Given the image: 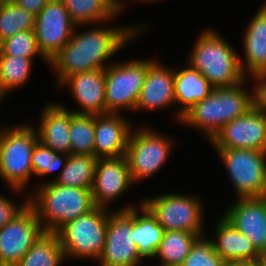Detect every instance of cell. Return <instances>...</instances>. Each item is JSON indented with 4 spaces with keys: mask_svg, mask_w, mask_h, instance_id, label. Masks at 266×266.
<instances>
[{
    "mask_svg": "<svg viewBox=\"0 0 266 266\" xmlns=\"http://www.w3.org/2000/svg\"><path fill=\"white\" fill-rule=\"evenodd\" d=\"M154 60L114 61L105 68L106 113L135 110L148 66Z\"/></svg>",
    "mask_w": 266,
    "mask_h": 266,
    "instance_id": "8",
    "label": "cell"
},
{
    "mask_svg": "<svg viewBox=\"0 0 266 266\" xmlns=\"http://www.w3.org/2000/svg\"><path fill=\"white\" fill-rule=\"evenodd\" d=\"M258 266H266V265L261 262Z\"/></svg>",
    "mask_w": 266,
    "mask_h": 266,
    "instance_id": "42",
    "label": "cell"
},
{
    "mask_svg": "<svg viewBox=\"0 0 266 266\" xmlns=\"http://www.w3.org/2000/svg\"><path fill=\"white\" fill-rule=\"evenodd\" d=\"M261 262L266 265V250L261 254Z\"/></svg>",
    "mask_w": 266,
    "mask_h": 266,
    "instance_id": "39",
    "label": "cell"
},
{
    "mask_svg": "<svg viewBox=\"0 0 266 266\" xmlns=\"http://www.w3.org/2000/svg\"><path fill=\"white\" fill-rule=\"evenodd\" d=\"M76 25L99 24L118 19L127 0H60ZM116 18V19H115Z\"/></svg>",
    "mask_w": 266,
    "mask_h": 266,
    "instance_id": "25",
    "label": "cell"
},
{
    "mask_svg": "<svg viewBox=\"0 0 266 266\" xmlns=\"http://www.w3.org/2000/svg\"><path fill=\"white\" fill-rule=\"evenodd\" d=\"M134 243V217L127 210L109 213L104 249L98 262L100 266H143Z\"/></svg>",
    "mask_w": 266,
    "mask_h": 266,
    "instance_id": "11",
    "label": "cell"
},
{
    "mask_svg": "<svg viewBox=\"0 0 266 266\" xmlns=\"http://www.w3.org/2000/svg\"><path fill=\"white\" fill-rule=\"evenodd\" d=\"M67 157L68 155L57 153L38 141L32 154L33 175L44 178V176H49L55 171L60 170L59 176L64 169Z\"/></svg>",
    "mask_w": 266,
    "mask_h": 266,
    "instance_id": "33",
    "label": "cell"
},
{
    "mask_svg": "<svg viewBox=\"0 0 266 266\" xmlns=\"http://www.w3.org/2000/svg\"><path fill=\"white\" fill-rule=\"evenodd\" d=\"M154 60L147 69L135 110L158 111L176 105L175 69Z\"/></svg>",
    "mask_w": 266,
    "mask_h": 266,
    "instance_id": "18",
    "label": "cell"
},
{
    "mask_svg": "<svg viewBox=\"0 0 266 266\" xmlns=\"http://www.w3.org/2000/svg\"><path fill=\"white\" fill-rule=\"evenodd\" d=\"M134 205L129 202L118 210H127L134 217V243L138 253L144 260H153L162 241L164 229L142 202L139 207Z\"/></svg>",
    "mask_w": 266,
    "mask_h": 266,
    "instance_id": "23",
    "label": "cell"
},
{
    "mask_svg": "<svg viewBox=\"0 0 266 266\" xmlns=\"http://www.w3.org/2000/svg\"><path fill=\"white\" fill-rule=\"evenodd\" d=\"M44 232L35 209L28 203L0 229V261L16 266Z\"/></svg>",
    "mask_w": 266,
    "mask_h": 266,
    "instance_id": "14",
    "label": "cell"
},
{
    "mask_svg": "<svg viewBox=\"0 0 266 266\" xmlns=\"http://www.w3.org/2000/svg\"><path fill=\"white\" fill-rule=\"evenodd\" d=\"M0 266H14V265L0 261Z\"/></svg>",
    "mask_w": 266,
    "mask_h": 266,
    "instance_id": "41",
    "label": "cell"
},
{
    "mask_svg": "<svg viewBox=\"0 0 266 266\" xmlns=\"http://www.w3.org/2000/svg\"><path fill=\"white\" fill-rule=\"evenodd\" d=\"M62 103H48L42 108L38 129L39 141L57 153L71 154L69 130L72 111Z\"/></svg>",
    "mask_w": 266,
    "mask_h": 266,
    "instance_id": "21",
    "label": "cell"
},
{
    "mask_svg": "<svg viewBox=\"0 0 266 266\" xmlns=\"http://www.w3.org/2000/svg\"><path fill=\"white\" fill-rule=\"evenodd\" d=\"M35 58L0 55V102L29 81Z\"/></svg>",
    "mask_w": 266,
    "mask_h": 266,
    "instance_id": "29",
    "label": "cell"
},
{
    "mask_svg": "<svg viewBox=\"0 0 266 266\" xmlns=\"http://www.w3.org/2000/svg\"><path fill=\"white\" fill-rule=\"evenodd\" d=\"M133 185L125 156L97 159L91 189L95 207L109 209Z\"/></svg>",
    "mask_w": 266,
    "mask_h": 266,
    "instance_id": "15",
    "label": "cell"
},
{
    "mask_svg": "<svg viewBox=\"0 0 266 266\" xmlns=\"http://www.w3.org/2000/svg\"><path fill=\"white\" fill-rule=\"evenodd\" d=\"M155 216L164 231L183 230L198 236L205 232L204 206L199 196L163 193L141 201Z\"/></svg>",
    "mask_w": 266,
    "mask_h": 266,
    "instance_id": "9",
    "label": "cell"
},
{
    "mask_svg": "<svg viewBox=\"0 0 266 266\" xmlns=\"http://www.w3.org/2000/svg\"><path fill=\"white\" fill-rule=\"evenodd\" d=\"M96 164L97 158L94 156L70 154L60 175L48 181L65 187L92 189Z\"/></svg>",
    "mask_w": 266,
    "mask_h": 266,
    "instance_id": "26",
    "label": "cell"
},
{
    "mask_svg": "<svg viewBox=\"0 0 266 266\" xmlns=\"http://www.w3.org/2000/svg\"><path fill=\"white\" fill-rule=\"evenodd\" d=\"M29 195L45 232L57 233L68 222L95 208L91 189L65 187L47 181L36 186Z\"/></svg>",
    "mask_w": 266,
    "mask_h": 266,
    "instance_id": "4",
    "label": "cell"
},
{
    "mask_svg": "<svg viewBox=\"0 0 266 266\" xmlns=\"http://www.w3.org/2000/svg\"><path fill=\"white\" fill-rule=\"evenodd\" d=\"M254 82V105L266 115V76L252 78Z\"/></svg>",
    "mask_w": 266,
    "mask_h": 266,
    "instance_id": "36",
    "label": "cell"
},
{
    "mask_svg": "<svg viewBox=\"0 0 266 266\" xmlns=\"http://www.w3.org/2000/svg\"><path fill=\"white\" fill-rule=\"evenodd\" d=\"M131 122L121 113L95 115L94 157L99 159L124 156L134 128Z\"/></svg>",
    "mask_w": 266,
    "mask_h": 266,
    "instance_id": "19",
    "label": "cell"
},
{
    "mask_svg": "<svg viewBox=\"0 0 266 266\" xmlns=\"http://www.w3.org/2000/svg\"><path fill=\"white\" fill-rule=\"evenodd\" d=\"M111 211L95 207L89 213L68 222L57 232L66 259L82 258L98 261L104 249Z\"/></svg>",
    "mask_w": 266,
    "mask_h": 266,
    "instance_id": "6",
    "label": "cell"
},
{
    "mask_svg": "<svg viewBox=\"0 0 266 266\" xmlns=\"http://www.w3.org/2000/svg\"><path fill=\"white\" fill-rule=\"evenodd\" d=\"M71 154L94 156L95 115L72 111L69 130Z\"/></svg>",
    "mask_w": 266,
    "mask_h": 266,
    "instance_id": "31",
    "label": "cell"
},
{
    "mask_svg": "<svg viewBox=\"0 0 266 266\" xmlns=\"http://www.w3.org/2000/svg\"><path fill=\"white\" fill-rule=\"evenodd\" d=\"M206 234L198 236L181 266H224L223 258L214 251L212 241L205 237ZM207 238V239H206Z\"/></svg>",
    "mask_w": 266,
    "mask_h": 266,
    "instance_id": "34",
    "label": "cell"
},
{
    "mask_svg": "<svg viewBox=\"0 0 266 266\" xmlns=\"http://www.w3.org/2000/svg\"><path fill=\"white\" fill-rule=\"evenodd\" d=\"M136 1H141V2H144V3H149V2H159L161 0H136Z\"/></svg>",
    "mask_w": 266,
    "mask_h": 266,
    "instance_id": "40",
    "label": "cell"
},
{
    "mask_svg": "<svg viewBox=\"0 0 266 266\" xmlns=\"http://www.w3.org/2000/svg\"><path fill=\"white\" fill-rule=\"evenodd\" d=\"M197 234L183 230L164 231L156 256L157 266H181L189 254Z\"/></svg>",
    "mask_w": 266,
    "mask_h": 266,
    "instance_id": "27",
    "label": "cell"
},
{
    "mask_svg": "<svg viewBox=\"0 0 266 266\" xmlns=\"http://www.w3.org/2000/svg\"><path fill=\"white\" fill-rule=\"evenodd\" d=\"M69 88L72 97L79 105V114L100 115L106 113L105 103V69L77 72L67 77L58 89ZM81 108V110H80Z\"/></svg>",
    "mask_w": 266,
    "mask_h": 266,
    "instance_id": "17",
    "label": "cell"
},
{
    "mask_svg": "<svg viewBox=\"0 0 266 266\" xmlns=\"http://www.w3.org/2000/svg\"><path fill=\"white\" fill-rule=\"evenodd\" d=\"M247 25L242 40L244 57L240 56L242 71L246 77L266 76V3Z\"/></svg>",
    "mask_w": 266,
    "mask_h": 266,
    "instance_id": "20",
    "label": "cell"
},
{
    "mask_svg": "<svg viewBox=\"0 0 266 266\" xmlns=\"http://www.w3.org/2000/svg\"><path fill=\"white\" fill-rule=\"evenodd\" d=\"M12 1H14L17 5L21 6L23 9L31 12L36 16L50 0H12Z\"/></svg>",
    "mask_w": 266,
    "mask_h": 266,
    "instance_id": "37",
    "label": "cell"
},
{
    "mask_svg": "<svg viewBox=\"0 0 266 266\" xmlns=\"http://www.w3.org/2000/svg\"><path fill=\"white\" fill-rule=\"evenodd\" d=\"M136 128L131 131L124 155L134 184L153 177L166 164L174 146L173 139L148 125Z\"/></svg>",
    "mask_w": 266,
    "mask_h": 266,
    "instance_id": "7",
    "label": "cell"
},
{
    "mask_svg": "<svg viewBox=\"0 0 266 266\" xmlns=\"http://www.w3.org/2000/svg\"><path fill=\"white\" fill-rule=\"evenodd\" d=\"M213 149H249L266 152V115L255 105L225 124L209 141Z\"/></svg>",
    "mask_w": 266,
    "mask_h": 266,
    "instance_id": "12",
    "label": "cell"
},
{
    "mask_svg": "<svg viewBox=\"0 0 266 266\" xmlns=\"http://www.w3.org/2000/svg\"><path fill=\"white\" fill-rule=\"evenodd\" d=\"M36 16L12 0L0 3V43L17 33L34 30Z\"/></svg>",
    "mask_w": 266,
    "mask_h": 266,
    "instance_id": "30",
    "label": "cell"
},
{
    "mask_svg": "<svg viewBox=\"0 0 266 266\" xmlns=\"http://www.w3.org/2000/svg\"><path fill=\"white\" fill-rule=\"evenodd\" d=\"M186 68H175V100L176 105L180 104L176 110V121L180 122L182 115L198 101L206 98L214 89L209 81L189 64ZM177 69V70H176Z\"/></svg>",
    "mask_w": 266,
    "mask_h": 266,
    "instance_id": "24",
    "label": "cell"
},
{
    "mask_svg": "<svg viewBox=\"0 0 266 266\" xmlns=\"http://www.w3.org/2000/svg\"><path fill=\"white\" fill-rule=\"evenodd\" d=\"M236 192V198L266 196V152L249 149H214Z\"/></svg>",
    "mask_w": 266,
    "mask_h": 266,
    "instance_id": "10",
    "label": "cell"
},
{
    "mask_svg": "<svg viewBox=\"0 0 266 266\" xmlns=\"http://www.w3.org/2000/svg\"><path fill=\"white\" fill-rule=\"evenodd\" d=\"M0 55L23 56L26 58L41 57L47 65L49 61L40 52L34 30L15 34L0 43Z\"/></svg>",
    "mask_w": 266,
    "mask_h": 266,
    "instance_id": "32",
    "label": "cell"
},
{
    "mask_svg": "<svg viewBox=\"0 0 266 266\" xmlns=\"http://www.w3.org/2000/svg\"><path fill=\"white\" fill-rule=\"evenodd\" d=\"M21 124L0 129V178L14 195H22L32 178V154L39 141L35 127Z\"/></svg>",
    "mask_w": 266,
    "mask_h": 266,
    "instance_id": "5",
    "label": "cell"
},
{
    "mask_svg": "<svg viewBox=\"0 0 266 266\" xmlns=\"http://www.w3.org/2000/svg\"><path fill=\"white\" fill-rule=\"evenodd\" d=\"M223 217L250 239L256 250H266V196L236 198Z\"/></svg>",
    "mask_w": 266,
    "mask_h": 266,
    "instance_id": "16",
    "label": "cell"
},
{
    "mask_svg": "<svg viewBox=\"0 0 266 266\" xmlns=\"http://www.w3.org/2000/svg\"><path fill=\"white\" fill-rule=\"evenodd\" d=\"M112 21L99 23V27L97 23L90 24L89 26L94 27L86 31L84 29L82 32L78 31L79 28H85L86 25L75 26L70 41L49 62L56 75V88L74 73L105 69L114 62L110 60L112 56L114 57L128 43L130 44L131 40L137 39L144 32L143 29L146 30L148 27L140 23L127 27L126 25L106 26ZM100 24L103 26L101 27Z\"/></svg>",
    "mask_w": 266,
    "mask_h": 266,
    "instance_id": "1",
    "label": "cell"
},
{
    "mask_svg": "<svg viewBox=\"0 0 266 266\" xmlns=\"http://www.w3.org/2000/svg\"><path fill=\"white\" fill-rule=\"evenodd\" d=\"M75 26L60 0H50L36 15L37 45L49 62L70 41Z\"/></svg>",
    "mask_w": 266,
    "mask_h": 266,
    "instance_id": "13",
    "label": "cell"
},
{
    "mask_svg": "<svg viewBox=\"0 0 266 266\" xmlns=\"http://www.w3.org/2000/svg\"><path fill=\"white\" fill-rule=\"evenodd\" d=\"M247 81L233 87L213 89L182 115L180 123L201 130L205 139L210 141L225 124L254 106V89H244Z\"/></svg>",
    "mask_w": 266,
    "mask_h": 266,
    "instance_id": "2",
    "label": "cell"
},
{
    "mask_svg": "<svg viewBox=\"0 0 266 266\" xmlns=\"http://www.w3.org/2000/svg\"><path fill=\"white\" fill-rule=\"evenodd\" d=\"M28 203L29 197L25 198L23 204H18L8 197H5L4 194H0V229L17 216Z\"/></svg>",
    "mask_w": 266,
    "mask_h": 266,
    "instance_id": "35",
    "label": "cell"
},
{
    "mask_svg": "<svg viewBox=\"0 0 266 266\" xmlns=\"http://www.w3.org/2000/svg\"><path fill=\"white\" fill-rule=\"evenodd\" d=\"M211 238L213 249L225 262L238 260L261 261V254L248 237L240 233L223 216L216 223ZM215 234V235H214Z\"/></svg>",
    "mask_w": 266,
    "mask_h": 266,
    "instance_id": "22",
    "label": "cell"
},
{
    "mask_svg": "<svg viewBox=\"0 0 266 266\" xmlns=\"http://www.w3.org/2000/svg\"><path fill=\"white\" fill-rule=\"evenodd\" d=\"M203 31V32H202ZM197 36L188 64L216 88H228L246 80L235 48L215 29L204 28Z\"/></svg>",
    "mask_w": 266,
    "mask_h": 266,
    "instance_id": "3",
    "label": "cell"
},
{
    "mask_svg": "<svg viewBox=\"0 0 266 266\" xmlns=\"http://www.w3.org/2000/svg\"><path fill=\"white\" fill-rule=\"evenodd\" d=\"M65 259L58 234L44 232L16 266H61Z\"/></svg>",
    "mask_w": 266,
    "mask_h": 266,
    "instance_id": "28",
    "label": "cell"
},
{
    "mask_svg": "<svg viewBox=\"0 0 266 266\" xmlns=\"http://www.w3.org/2000/svg\"><path fill=\"white\" fill-rule=\"evenodd\" d=\"M261 261L253 260H238V261H227L224 266H258Z\"/></svg>",
    "mask_w": 266,
    "mask_h": 266,
    "instance_id": "38",
    "label": "cell"
}]
</instances>
